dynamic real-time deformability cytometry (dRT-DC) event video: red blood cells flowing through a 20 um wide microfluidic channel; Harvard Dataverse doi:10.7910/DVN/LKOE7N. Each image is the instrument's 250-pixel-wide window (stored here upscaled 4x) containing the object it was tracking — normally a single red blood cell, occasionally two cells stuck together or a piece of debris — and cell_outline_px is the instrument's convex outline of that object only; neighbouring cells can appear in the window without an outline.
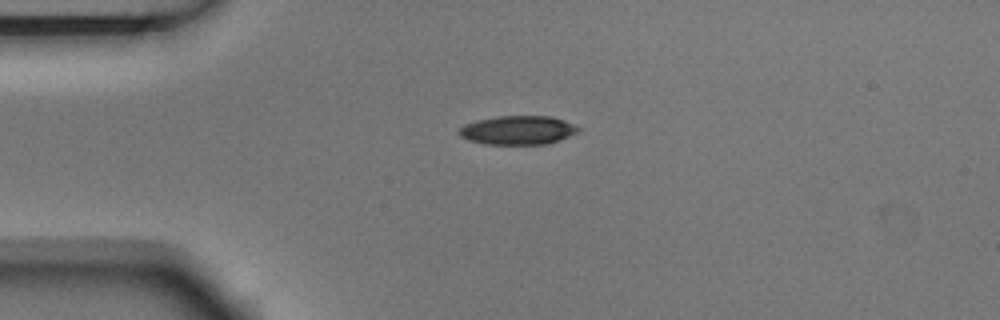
{"species": "Egyptian fruit bat (a non-hibernating species)", "species_latin": "Rousettus aegyptiacus", "temperature_condition": "room temperature", "stored_images_in_passage": 5, "camera_frame_rate_fps": 3000, "um_per_image_px": 0.085, "animal": {"sex": "male"}, "frame": {"image": 1, "passage_image": 1, "time_ms": 0.0, "image_size_px": [1000, 320], "cell_outline_px": [[580, 132], [560, 140], [548, 144], [484, 144], [468, 140], [460, 136], [456, 132], [464, 124], [476, 120], [496, 116], [552, 116], [564, 120], [580, 128]], "centroid_in_image_um": [44.01, 11.06], "position_along_channel_um": 41.0, "area_um2": 20.29}}
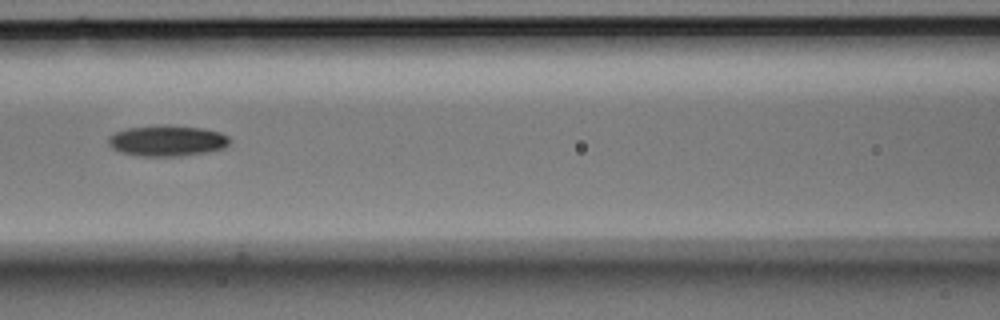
{"frame": {"image": 2, "passage_image": 4, "time_ms": 1.0, "image_size_px": [1000, 320], "cell_outline_px": [[232, 140], [224, 148], [184, 156], [140, 156], [120, 152], [112, 148], [108, 144], [108, 136], [116, 132], [128, 128], [168, 124], [200, 128], [220, 132], [228, 136]], "centroid_in_image_um": [14.2, 11.96], "position_along_channel_um": 152.4, "area_um2": 21.91}}
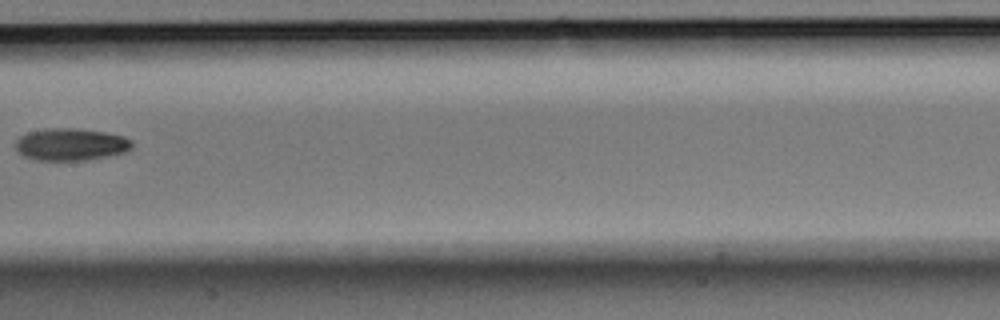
{"frame": {"image": 3, "passage_image": 5, "time_ms": 1.333, "image_size_px": [1000, 320], "cell_outline_px": [[132, 148], [128, 152], [88, 160], [36, 160], [24, 156], [16, 152], [16, 140], [20, 136], [28, 132], [52, 128], [76, 128], [104, 132], [124, 136], [132, 140]], "centroid_in_image_um": [6.04, 12.28], "position_along_channel_um": 201.4, "area_um2": 22.02}}